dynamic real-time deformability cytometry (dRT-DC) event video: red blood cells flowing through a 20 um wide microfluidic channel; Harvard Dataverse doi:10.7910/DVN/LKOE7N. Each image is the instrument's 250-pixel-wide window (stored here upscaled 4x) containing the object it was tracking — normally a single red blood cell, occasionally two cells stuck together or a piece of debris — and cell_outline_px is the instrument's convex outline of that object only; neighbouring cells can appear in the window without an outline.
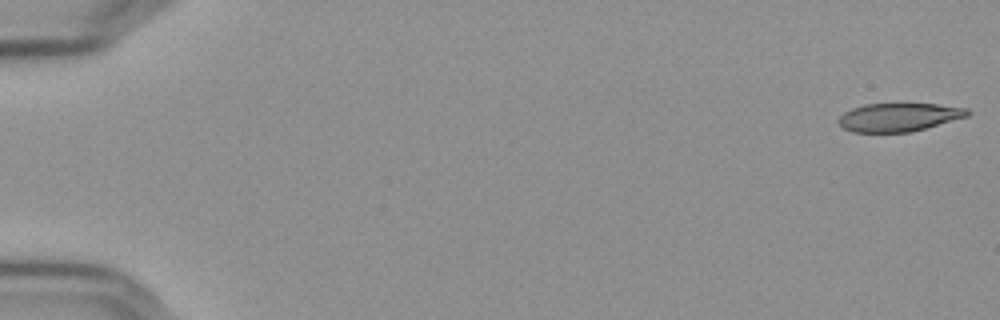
{"species": "Egyptian fruit bat (a non-hibernating species)", "species_latin": "Rousettus aegyptiacus", "temperature_condition": "cold", "stored_images_in_passage": 56, "camera_frame_rate_fps": 3000, "um_per_image_px": 0.085, "frame": {"image": 1, "passage_image": 1, "time_ms": 0.0, "image_size_px": [1000, 320], "cell_outline_px": [[972, 112], [968, 116], [912, 132], [852, 132], [844, 128], [836, 120], [844, 112], [852, 108], [864, 104], [936, 104], [968, 108]], "centroid_in_image_um": [76.41, 9.96], "position_along_channel_um": 8.6, "area_um2": 21.33}}
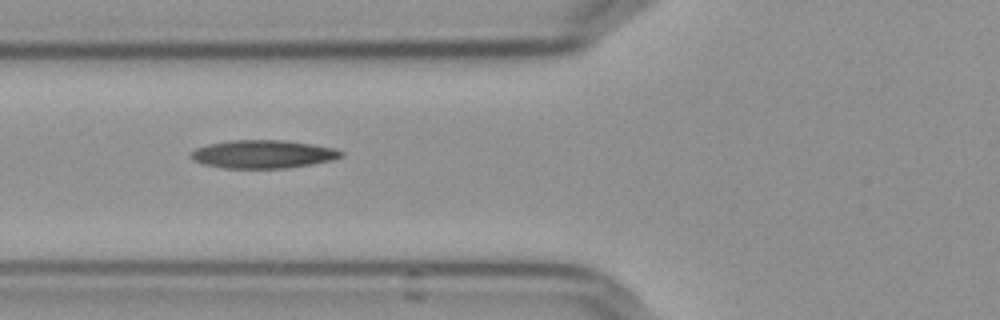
{"frame": {"image": 2, "passage_image": 22, "time_ms": 7.0, "image_size_px": [1000, 320], "cell_outline_px": [[344, 156], [332, 160], [312, 164], [288, 168], [224, 168], [204, 164], [192, 160], [188, 156], [196, 148], [208, 144], [228, 140], [284, 140], [312, 144], [332, 148], [344, 152]], "centroid_in_image_um": [22.34, 13.1], "position_along_channel_um": 103.5, "area_um2": 24.74}}
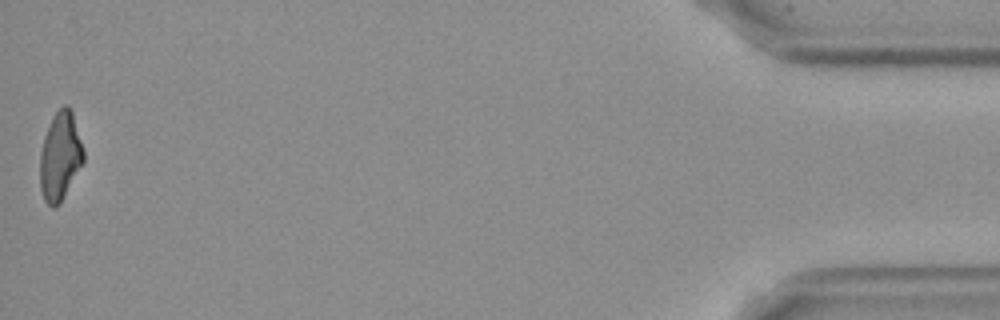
{"frame": {"image": 3, "passage_image": 56, "time_ms": 18.333, "image_size_px": [1000, 320], "cell_outline_px": [[84, 160], [60, 204], [52, 208], [44, 200], [40, 188], [40, 152], [44, 136], [52, 116], [64, 104], [68, 104], [72, 112], [84, 152]], "centroid_in_image_um": [5.09, 13.29], "position_along_channel_um": 430.1, "area_um2": 22.31}}